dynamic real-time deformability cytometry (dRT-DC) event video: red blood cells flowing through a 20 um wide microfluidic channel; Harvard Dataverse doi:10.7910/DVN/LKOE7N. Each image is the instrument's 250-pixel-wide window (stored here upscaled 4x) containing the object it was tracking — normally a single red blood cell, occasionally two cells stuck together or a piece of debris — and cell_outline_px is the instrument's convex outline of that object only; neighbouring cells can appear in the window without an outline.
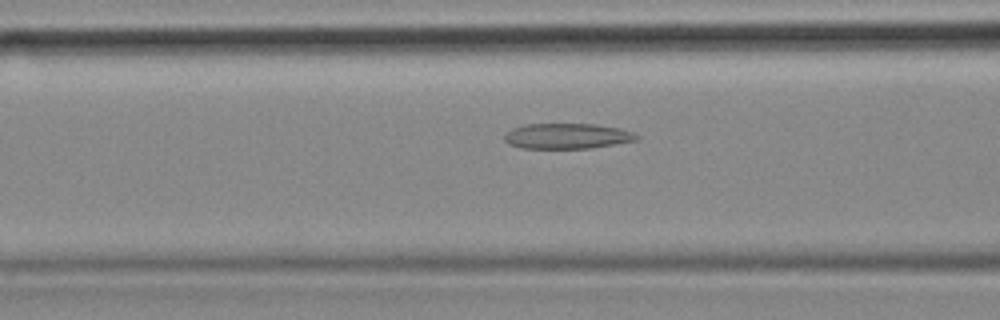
{"species": "common noctule bat (a hibernating species)", "species_latin": "Nyctalus noctula", "temperature_condition": "cold", "stored_images_in_passage": 55, "camera_frame_rate_fps": 3000, "um_per_image_px": 0.085, "animal": {"sex": "female", "body_mass_g": 18.4}, "frame": {"image": 1, "passage_image": 21, "time_ms": 6.667, "image_size_px": [1000, 320], "cell_outline_px": [[640, 136], [636, 140], [592, 148], [520, 148], [508, 144], [504, 140], [504, 136], [512, 128], [524, 124], [596, 124], [620, 128], [632, 132]], "centroid_in_image_um": [48.19, 11.56], "position_along_channel_um": 118.4, "area_um2": 19.59}}
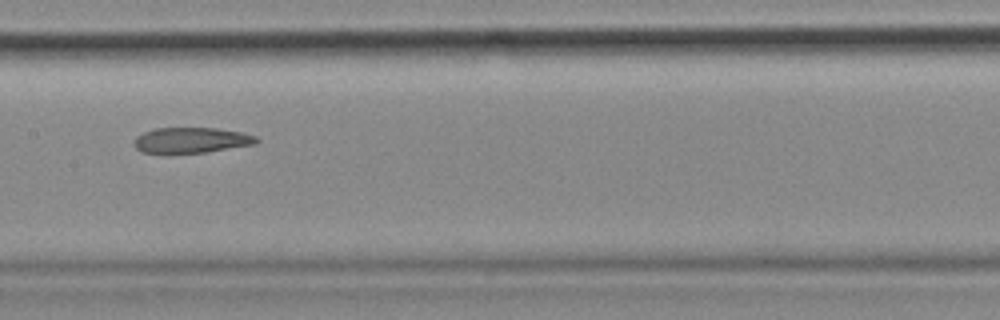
{"frame": {"image": 2, "passage_image": 27, "time_ms": 8.667, "image_size_px": [1000, 320], "cell_outline_px": [[260, 140], [256, 144], [204, 152], [140, 152], [136, 148], [136, 136], [144, 132], [156, 128], [216, 128], [240, 132], [256, 136]], "centroid_in_image_um": [16.3, 11.9], "position_along_channel_um": 191.1, "area_um2": 17.8}}
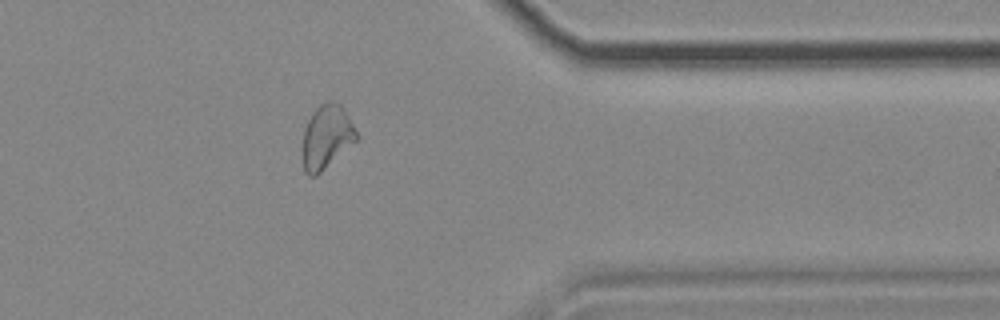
{"frame": {"image": 3, "passage_image": 44, "time_ms": 14.333, "image_size_px": [1000, 320], "cell_outline_px": [[360, 136], [356, 140], [316, 176], [308, 176], [304, 172], [300, 148], [304, 128], [312, 112], [320, 104], [328, 100], [332, 100], [340, 104], [348, 116]], "centroid_in_image_um": [27.7, 11.64], "position_along_channel_um": 383.7, "area_um2": 20.35}, "authors_computed_cell_mechanics": {"area_um2": 20.6924, "velocity_mm_per_s": 3.6494, "shape_relaxation_time_tau1_ms": null, "shape_relaxation_time_tau2_ms": 3.1343, "deformation_change_tau1": null, "deformation_change_tau2": 0.0977}}